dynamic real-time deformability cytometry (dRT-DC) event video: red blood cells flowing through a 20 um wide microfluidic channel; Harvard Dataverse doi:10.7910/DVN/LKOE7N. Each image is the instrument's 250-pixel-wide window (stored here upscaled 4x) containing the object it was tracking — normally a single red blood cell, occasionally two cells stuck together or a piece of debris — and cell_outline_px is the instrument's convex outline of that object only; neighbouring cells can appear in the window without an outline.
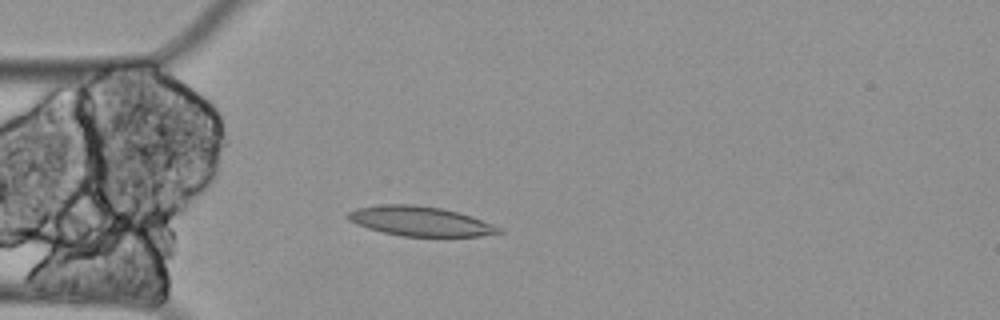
{"species": "Egyptian fruit bat (a non-hibernating species)", "species_latin": "Rousettus aegyptiacus", "temperature_condition": "cold", "stored_images_in_passage": 59, "camera_frame_rate_fps": 3000, "um_per_image_px": 0.085, "animal": {"sex": "female"}, "frame": {"image": 1, "passage_image": 15, "time_ms": 4.667, "image_size_px": [1000, 320], "cell_outline_px": [[504, 232], [480, 236], [400, 236], [368, 228], [348, 220], [348, 212], [356, 208], [380, 204], [416, 204], [440, 208], [472, 216], [492, 224], [500, 228]], "centroid_in_image_um": [35.7, 18.79], "position_along_channel_um": 49.3, "area_um2": 25.84}}
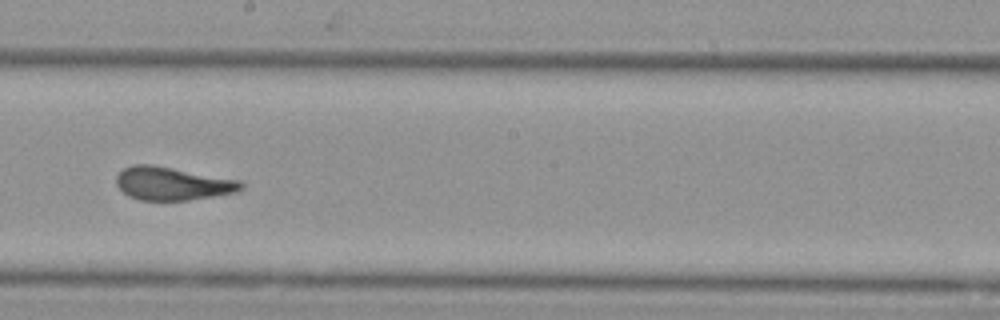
{"frame": {"image": 2, "passage_image": 32, "time_ms": 10.333, "image_size_px": [1000, 320], "cell_outline_px": [[244, 188], [236, 192], [188, 200], [140, 200], [128, 196], [116, 184], [116, 176], [124, 168], [132, 164], [148, 164], [172, 168], [240, 180], [244, 184]], "centroid_in_image_um": [14.65, 15.6], "position_along_channel_um": 233.6, "area_um2": 23.93}}
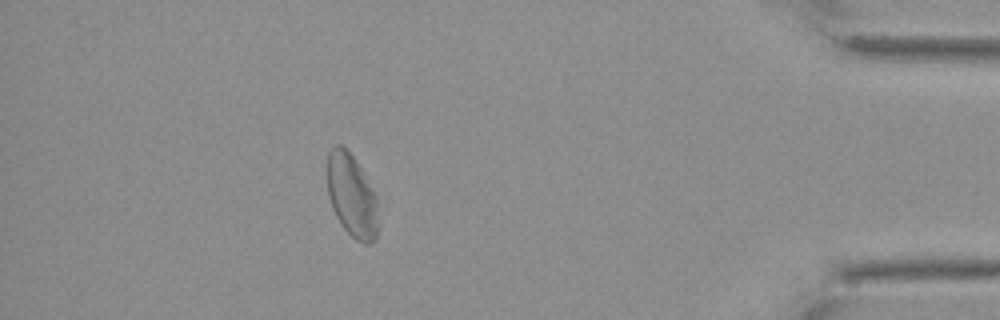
{"frame": {"image": 3, "passage_image": 52, "time_ms": 17.0, "image_size_px": [1000, 320], "cell_outline_px": [[380, 224], [376, 236], [372, 244], [364, 244], [356, 240], [340, 224], [332, 208], [328, 196], [328, 152], [336, 144], [340, 144], [352, 156], [360, 168], [376, 196]], "centroid_in_image_um": [29.92, 16.7], "position_along_channel_um": 405.3, "area_um2": 24.62}, "authors_computed_cell_mechanics": {"area_um2": 25.7788, "velocity_mm_per_s": 3.2783, "shape_relaxation_time_tau1_ms": null, "shape_relaxation_time_tau2_ms": 1.7511, "deformation_change_tau1": null, "deformation_change_tau2": 0.0947}}